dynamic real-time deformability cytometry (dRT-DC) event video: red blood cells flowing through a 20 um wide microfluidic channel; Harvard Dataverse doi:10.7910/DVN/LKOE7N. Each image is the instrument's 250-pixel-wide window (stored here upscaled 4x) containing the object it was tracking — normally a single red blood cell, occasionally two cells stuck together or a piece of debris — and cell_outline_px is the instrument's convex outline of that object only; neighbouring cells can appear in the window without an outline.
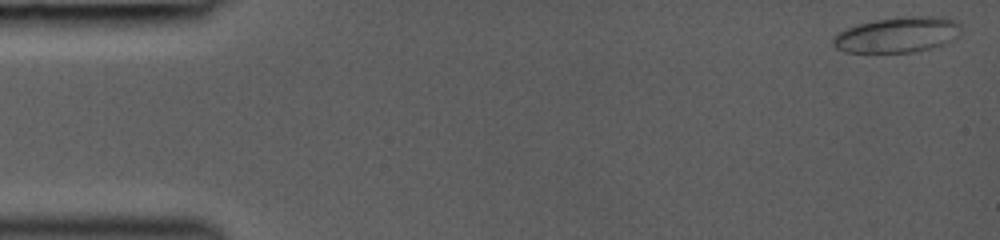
{"species": "common noctule bat (a hibernating species)", "species_latin": "Nyctalus noctula", "temperature_condition": "room temperature", "stored_images_in_passage": 11, "camera_frame_rate_fps": 3000, "um_per_image_px": 0.085, "animal": {"sex": "female", "body_mass_g": 19.0, "forearm_length_mm": 53.3}, "frame": {"image": 1, "passage_image": 1, "time_ms": 0.0, "image_size_px": [1000, 240], "cell_outline_px": [[960, 36], [944, 44], [932, 48], [912, 52], [844, 52], [836, 48], [832, 44], [832, 36], [848, 28], [860, 24], [876, 20], [912, 16], [944, 16], [960, 24]], "centroid_in_image_um": [76.31, 2.96], "position_along_channel_um": 8.7, "area_um2": 26.41}}
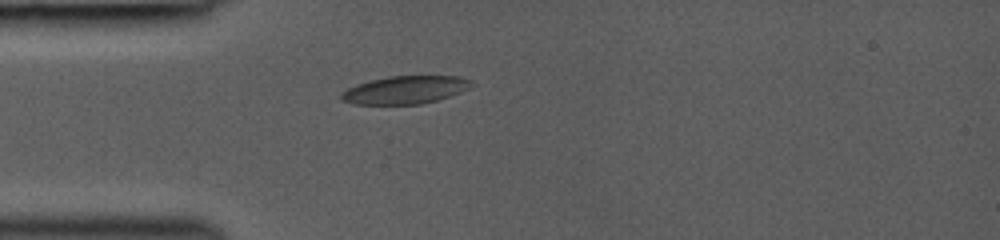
{"frame": {"image": 2, "passage_image": 10, "time_ms": 4.0, "image_size_px": [1000, 240], "cell_outline_px": [[476, 84], [460, 92], [436, 100], [420, 104], [352, 104], [340, 100], [340, 92], [356, 84], [388, 76], [460, 76], [472, 80]], "centroid_in_image_um": [34.42, 7.63], "position_along_channel_um": 50.6, "area_um2": 21.21}}